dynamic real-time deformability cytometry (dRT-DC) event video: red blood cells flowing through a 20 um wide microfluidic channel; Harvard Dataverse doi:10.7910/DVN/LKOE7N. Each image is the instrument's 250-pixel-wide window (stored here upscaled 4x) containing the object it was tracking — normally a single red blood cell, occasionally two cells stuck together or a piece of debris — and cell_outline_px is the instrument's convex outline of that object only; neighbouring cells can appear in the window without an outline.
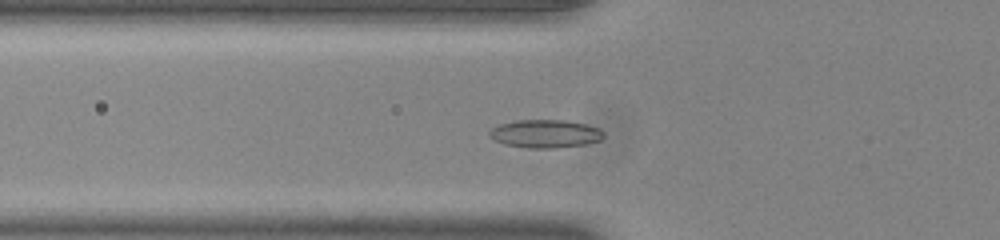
{"species": "common noctule bat (a hibernating species)", "species_latin": "Nyctalus noctula", "temperature_condition": "room temperature", "stored_images_in_passage": 50, "camera_frame_rate_fps": 3000, "um_per_image_px": 0.085, "animal": {"sex": "male", "body_mass_g": 20.0, "forearm_length_mm": 53.3}, "frame": {"image": 1, "passage_image": 15, "time_ms": 4.667, "image_size_px": [1000, 240], "cell_outline_px": [[604, 136], [600, 140], [584, 144], [556, 148], [528, 148], [504, 144], [488, 136], [488, 132], [492, 128], [500, 124], [516, 120], [564, 120], [584, 124], [600, 128], [604, 132]], "centroid_in_image_um": [46.34, 11.36], "position_along_channel_um": 79.5, "area_um2": 18.67}}
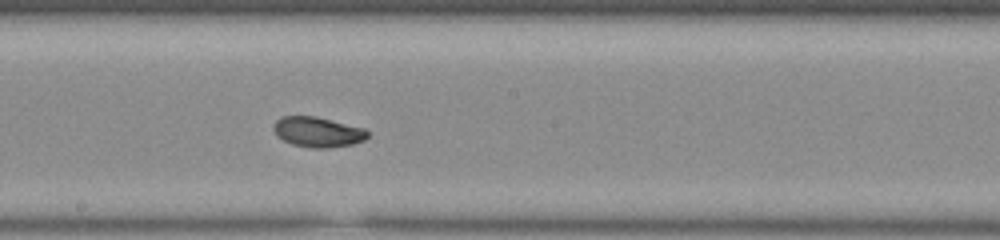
{"frame": {"image": 2, "passage_image": 26, "time_ms": 8.333, "image_size_px": [1000, 240], "cell_outline_px": [[368, 136], [364, 140], [352, 144], [328, 148], [312, 148], [292, 144], [276, 136], [272, 128], [272, 124], [280, 116], [316, 116], [364, 128], [368, 132]], "centroid_in_image_um": [26.96, 11.21], "position_along_channel_um": 221.2, "area_um2": 16.65}}
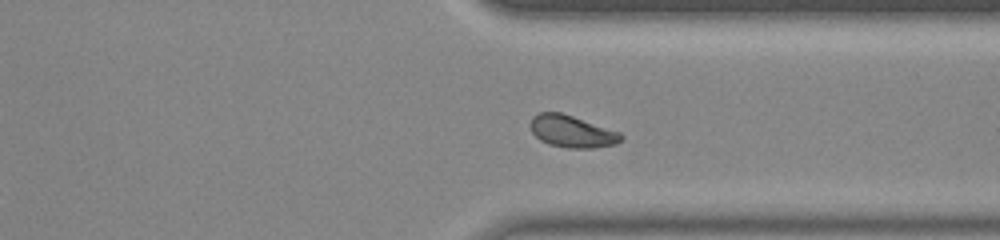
{"frame": {"image": 3, "passage_image": 37, "time_ms": 12.0, "image_size_px": [1000, 240], "cell_outline_px": [[624, 136], [616, 144], [592, 148], [568, 148], [548, 144], [540, 140], [532, 132], [532, 116], [540, 112], [560, 112], [620, 132]], "centroid_in_image_um": [48.62, 11.18], "position_along_channel_um": 362.8, "area_um2": 16.7}, "authors_computed_cell_mechanics": {"area_um2": 16.8198, "velocity_mm_per_s": 3.8585, "shape_relaxation_time_tau1_ms": 3.7598, "shape_relaxation_time_tau2_ms": 1.9684, "deformation_change_tau1": 0.1092, "deformation_change_tau2": 0.0534}}